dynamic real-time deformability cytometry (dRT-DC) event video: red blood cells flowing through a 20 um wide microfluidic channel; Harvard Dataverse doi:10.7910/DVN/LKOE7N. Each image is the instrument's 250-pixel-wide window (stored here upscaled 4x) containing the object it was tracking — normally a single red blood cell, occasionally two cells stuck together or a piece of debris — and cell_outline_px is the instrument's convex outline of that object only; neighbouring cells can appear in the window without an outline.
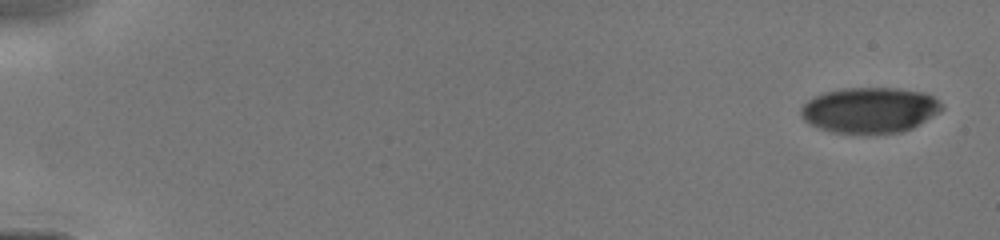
{"species": "human", "species_latin": "Homo sapiens", "temperature_condition": "cold", "stored_images_in_passage": 24, "camera_frame_rate_fps": 3000, "um_per_image_px": 0.085, "donor": {"sex": "male"}, "frame": {"image": 1, "passage_image": 1, "time_ms": 0.0, "image_size_px": [1000, 240], "cell_outline_px": [[944, 108], [940, 112], [912, 128], [900, 132], [864, 136], [832, 132], [808, 124], [800, 116], [800, 108], [808, 100], [824, 92], [844, 88], [900, 88], [924, 92], [932, 96]], "centroid_in_image_um": [73.9, 9.39], "position_along_channel_um": 11.1, "area_um2": 38.09}}
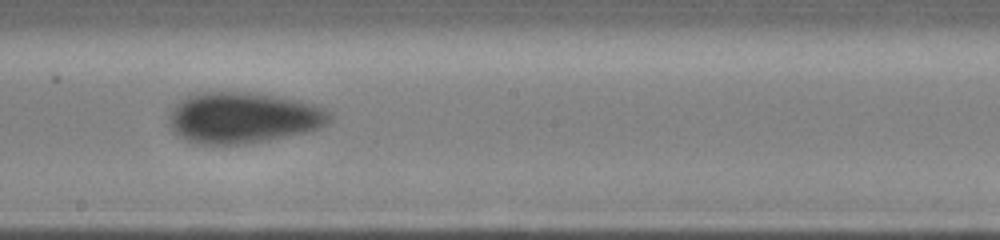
{"frame": {"image": 2, "passage_image": 14, "time_ms": 8.667, "image_size_px": [1000, 240], "cell_outline_px": [[332, 120], [320, 128], [304, 132], [268, 140], [248, 144], [200, 144], [184, 140], [172, 128], [168, 116], [172, 108], [188, 92], [256, 92], [300, 100], [316, 104], [324, 108], [332, 116]], "centroid_in_image_um": [20.66, 9.98], "position_along_channel_um": 227.5, "area_um2": 48.26}}
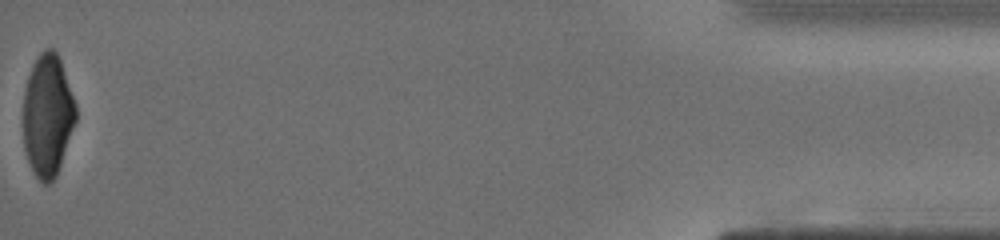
{"frame": {"image": 3, "passage_image": 24, "time_ms": 15.0, "image_size_px": [1000, 240], "cell_outline_px": [[76, 120], [56, 176], [48, 184], [44, 184], [36, 176], [28, 160], [24, 148], [24, 92], [28, 76], [32, 64], [40, 52], [44, 48], [52, 48], [56, 52], [60, 60], [76, 104]], "centroid_in_image_um": [4.05, 9.78], "position_along_channel_um": 431.2, "area_um2": 37.11}}